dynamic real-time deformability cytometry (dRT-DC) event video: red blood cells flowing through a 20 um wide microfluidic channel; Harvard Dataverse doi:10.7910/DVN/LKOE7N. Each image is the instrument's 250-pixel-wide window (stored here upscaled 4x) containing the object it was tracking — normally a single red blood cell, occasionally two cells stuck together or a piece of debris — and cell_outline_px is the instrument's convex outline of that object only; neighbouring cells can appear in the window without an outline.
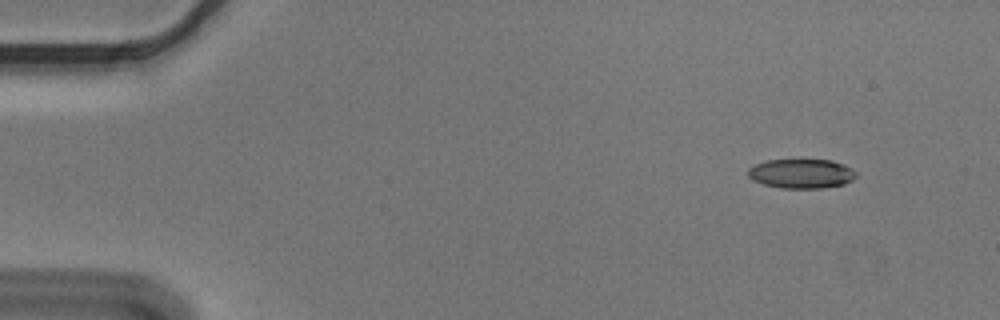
{"species": "Egyptian fruit bat (a non-hibernating species)", "species_latin": "Rousettus aegyptiacus", "temperature_condition": "cold", "stored_images_in_passage": 4, "camera_frame_rate_fps": 3000, "um_per_image_px": 0.085, "animal": {"sex": "male"}, "frame": {"image": 1, "passage_image": 2, "time_ms": 0.333, "image_size_px": [1000, 320], "cell_outline_px": [[856, 176], [852, 180], [844, 184], [820, 188], [780, 188], [764, 184], [752, 180], [748, 176], [748, 168], [756, 164], [768, 160], [832, 160], [844, 164], [852, 168], [856, 172]], "centroid_in_image_um": [68.12, 14.76], "position_along_channel_um": 16.9, "area_um2": 18.5}}